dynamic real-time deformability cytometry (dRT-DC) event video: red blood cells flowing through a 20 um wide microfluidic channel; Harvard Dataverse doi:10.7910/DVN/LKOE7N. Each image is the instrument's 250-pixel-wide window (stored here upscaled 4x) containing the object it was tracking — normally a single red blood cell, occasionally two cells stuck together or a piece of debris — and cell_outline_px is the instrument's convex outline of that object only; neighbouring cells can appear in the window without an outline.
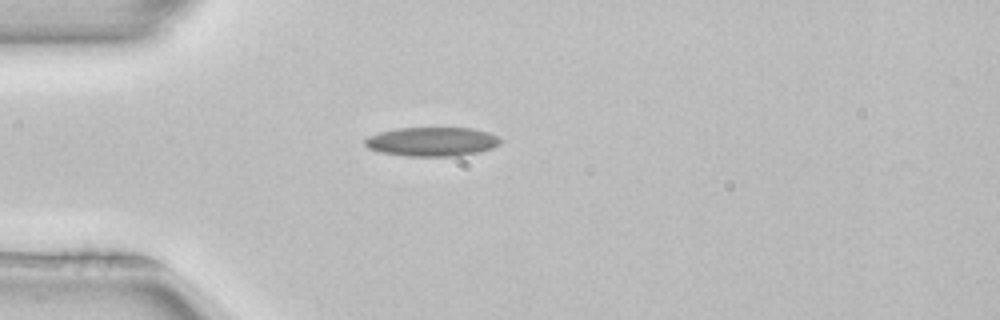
{"species": "common noctule bat (a hibernating species)", "species_latin": "Nyctalus noctula", "temperature_condition": "room temperature", "stored_images_in_passage": 39, "camera_frame_rate_fps": 3000, "um_per_image_px": 0.085, "animal": {"sex": "female", "body_mass_g": 22.7, "forearm_length_mm": 54.2}, "frame": {"image": 1, "passage_image": 1, "time_ms": 0.0, "image_size_px": [1000, 320], "cell_outline_px": [[500, 144], [492, 148], [480, 152], [460, 156], [408, 156], [380, 152], [368, 148], [364, 144], [364, 140], [368, 136], [380, 132], [396, 128], [472, 128], [488, 132], [500, 136]], "centroid_in_image_um": [36.74, 12.04], "position_along_channel_um": 48.3, "area_um2": 23.12}}
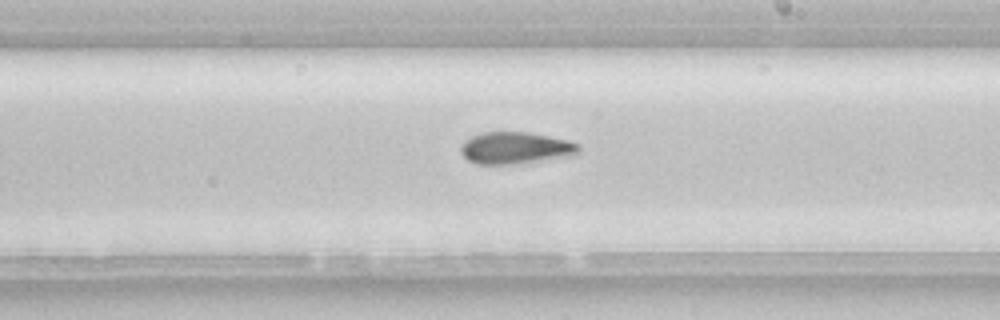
{"frame": {"image": 2, "passage_image": 17, "time_ms": 5.333, "image_size_px": [1000, 320], "cell_outline_px": [[580, 152], [572, 156], [512, 164], [476, 164], [468, 160], [460, 152], [460, 148], [464, 140], [480, 132], [524, 132], [548, 136], [568, 140], [580, 144]], "centroid_in_image_um": [43.81, 12.58], "position_along_channel_um": 245.2, "area_um2": 21.96}}